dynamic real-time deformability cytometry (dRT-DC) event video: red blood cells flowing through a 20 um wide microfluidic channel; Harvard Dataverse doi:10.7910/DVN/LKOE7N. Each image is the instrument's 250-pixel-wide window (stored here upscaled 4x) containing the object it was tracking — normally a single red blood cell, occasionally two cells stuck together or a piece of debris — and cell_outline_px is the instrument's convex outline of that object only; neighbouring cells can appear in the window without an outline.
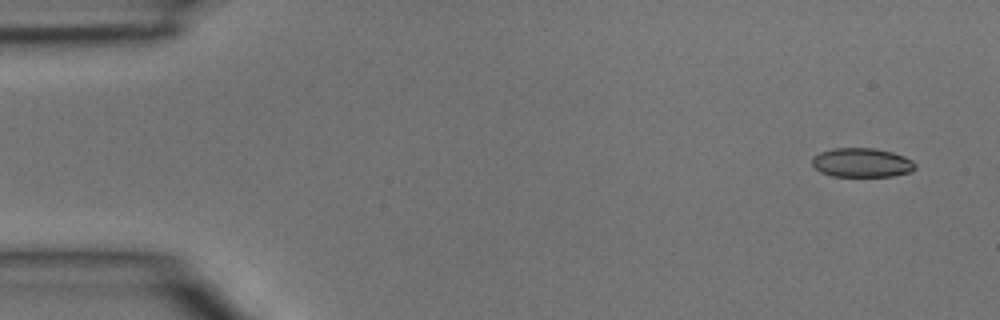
{"species": "common noctule bat (a hibernating species)", "species_latin": "Nyctalus noctula", "temperature_condition": "room temperature", "stored_images_in_passage": 5, "camera_frame_rate_fps": 3000, "um_per_image_px": 0.085, "animal": {"sex": "male", "body_mass_g": 15.6}, "frame": {"image": 1, "passage_image": 1, "time_ms": 0.0, "image_size_px": [1000, 320], "cell_outline_px": [[916, 168], [912, 172], [892, 176], [832, 176], [820, 172], [812, 164], [812, 156], [820, 152], [832, 148], [872, 148], [892, 152], [904, 156], [912, 160], [916, 164]], "centroid_in_image_um": [73.26, 13.82], "position_along_channel_um": 11.7, "area_um2": 17.63}}
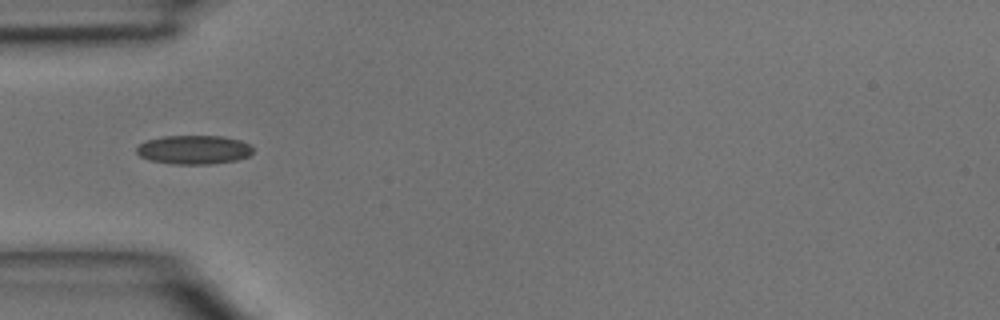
{"frame": {"image": 2, "passage_image": 4, "time_ms": 1.0, "image_size_px": [1000, 320], "cell_outline_px": [[252, 152], [248, 156], [236, 160], [212, 164], [172, 164], [148, 160], [140, 156], [136, 152], [136, 148], [140, 144], [148, 140], [164, 136], [220, 136], [240, 140], [248, 144], [252, 148]], "centroid_in_image_um": [16.45, 12.73], "position_along_channel_um": 68.5, "area_um2": 19.54}}
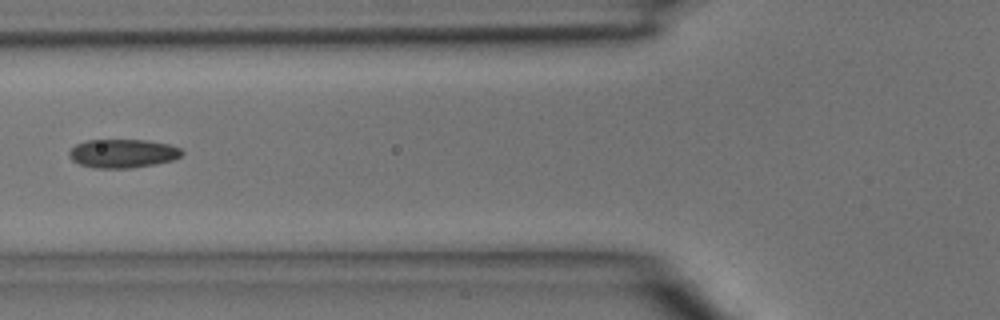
{"frame": {"image": 3, "passage_image": 5, "time_ms": 1.333, "image_size_px": [1000, 320], "cell_outline_px": [[184, 152], [180, 156], [172, 160], [156, 164], [132, 168], [92, 168], [80, 164], [72, 160], [68, 156], [68, 152], [76, 144], [88, 140], [148, 140], [168, 144], [180, 148]], "centroid_in_image_um": [10.42, 13.05], "position_along_channel_um": 115.4, "area_um2": 18.9}}